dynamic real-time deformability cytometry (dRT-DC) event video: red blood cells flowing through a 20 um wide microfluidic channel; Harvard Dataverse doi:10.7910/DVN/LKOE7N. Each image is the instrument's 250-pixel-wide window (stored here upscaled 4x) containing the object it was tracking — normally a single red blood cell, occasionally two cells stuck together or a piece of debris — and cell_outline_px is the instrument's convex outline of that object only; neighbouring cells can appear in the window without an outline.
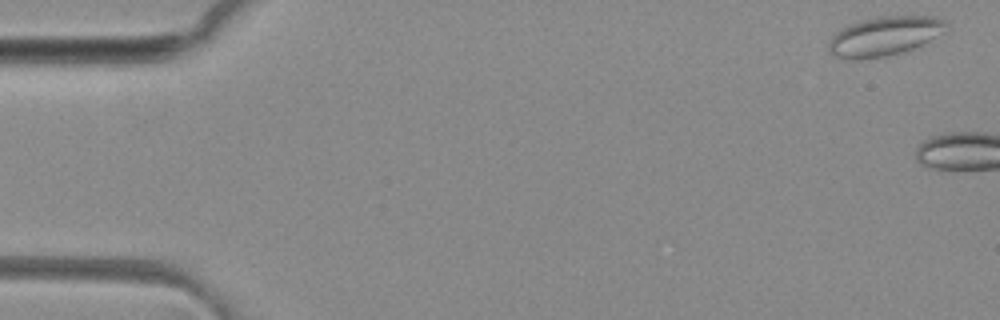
{"species": "common noctule bat (a hibernating species)", "species_latin": "Nyctalus noctula", "temperature_condition": "room temperature", "stored_images_in_passage": 5, "camera_frame_rate_fps": 3000, "um_per_image_px": 0.085, "animal": {"sex": "female", "body_mass_g": 29.2, "forearm_length_mm": 56.3}, "frame": {"image": 1, "passage_image": 2, "time_ms": 0.333, "image_size_px": [1000, 320], "cell_outline_px": [[948, 24], [944, 32], [904, 52], [884, 56], [860, 60], [856, 60], [836, 56], [828, 52], [828, 44], [832, 36], [840, 28], [860, 20], [880, 16], [932, 16], [944, 20]], "centroid_in_image_um": [75.14, 3.07], "position_along_channel_um": 9.9, "area_um2": 26.76}}